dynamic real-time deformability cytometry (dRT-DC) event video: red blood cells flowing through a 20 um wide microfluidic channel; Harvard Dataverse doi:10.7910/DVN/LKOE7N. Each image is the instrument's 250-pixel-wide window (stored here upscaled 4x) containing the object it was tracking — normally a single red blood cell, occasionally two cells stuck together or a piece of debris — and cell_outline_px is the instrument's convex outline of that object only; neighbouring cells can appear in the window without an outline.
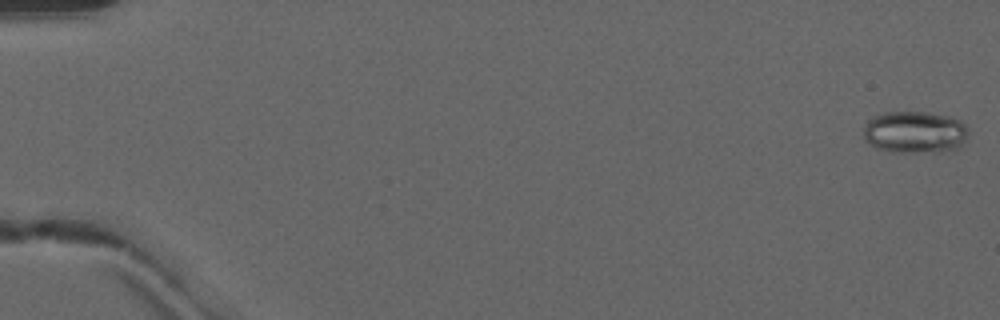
{"species": "common noctule bat (a hibernating species)", "species_latin": "Nyctalus noctula", "temperature_condition": "warm", "stored_images_in_passage": 50, "camera_frame_rate_fps": 3000, "um_per_image_px": 0.085, "animal": {"sex": "male", "forearm_length_mm": 52.5}, "frame": {"image": 1, "passage_image": 1, "time_ms": 0.0, "image_size_px": [1000, 320], "cell_outline_px": [[968, 136], [964, 144], [960, 148], [944, 152], [892, 152], [876, 148], [864, 140], [864, 124], [872, 116], [880, 112], [928, 112], [948, 116], [960, 120], [968, 128]], "centroid_in_image_um": [77.77, 11.24], "position_along_channel_um": 7.2, "area_um2": 26.3}}
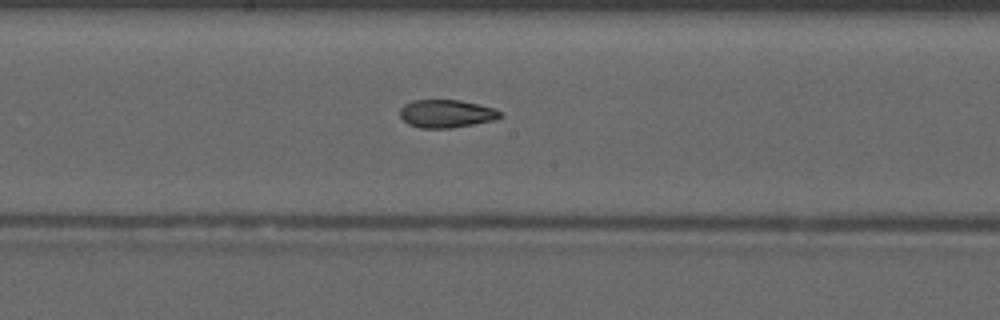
{"frame": {"image": 2, "passage_image": 28, "time_ms": 9.0, "image_size_px": [1000, 320], "cell_outline_px": [[504, 116], [496, 120], [452, 128], [420, 128], [408, 124], [400, 116], [400, 108], [404, 104], [412, 100], [460, 100], [480, 104], [496, 108]], "centroid_in_image_um": [37.97, 9.66], "position_along_channel_um": 210.2, "area_um2": 16.59}}
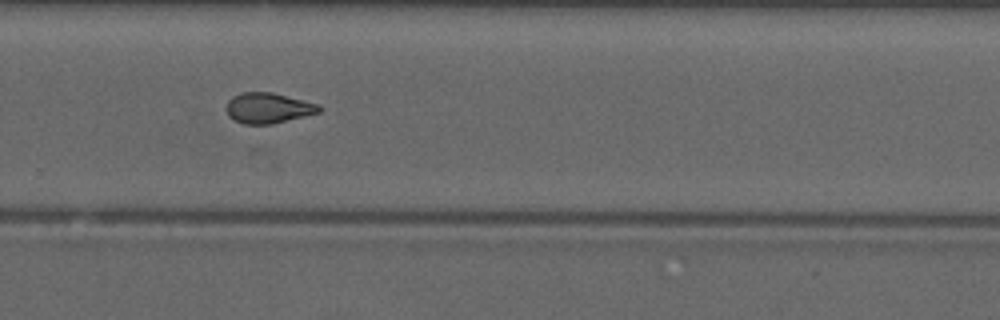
{"frame": {"image": 3, "passage_image": 35, "time_ms": 11.333, "image_size_px": [1000, 320], "cell_outline_px": [[324, 108], [320, 112], [272, 124], [244, 124], [232, 120], [228, 116], [224, 108], [228, 100], [232, 96], [240, 92], [272, 92], [320, 104]], "centroid_in_image_um": [22.77, 9.18], "position_along_channel_um": 307.0, "area_um2": 16.82}, "authors_computed_cell_mechanics": {"area_um2": 16.9065, "velocity_mm_per_s": 4.1638, "shape_relaxation_time_tau1_ms": null, "shape_relaxation_time_tau2_ms": 3.0851, "deformation_change_tau1": null, "deformation_change_tau2": 0.0985}}